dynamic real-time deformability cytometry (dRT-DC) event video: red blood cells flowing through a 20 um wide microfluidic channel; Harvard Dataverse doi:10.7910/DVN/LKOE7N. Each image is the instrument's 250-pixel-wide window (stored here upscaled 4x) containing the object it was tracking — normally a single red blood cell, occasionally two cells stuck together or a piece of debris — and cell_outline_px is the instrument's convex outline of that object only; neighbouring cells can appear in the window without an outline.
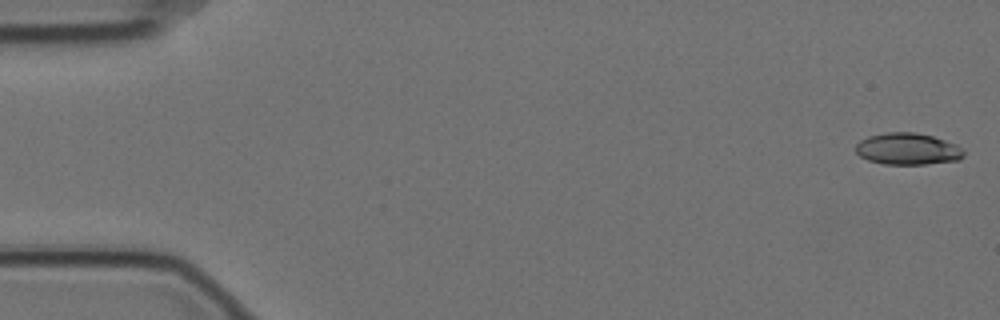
{"species": "Egyptian fruit bat (a non-hibernating species)", "species_latin": "Rousettus aegyptiacus", "temperature_condition": "cold", "stored_images_in_passage": 57, "camera_frame_rate_fps": 3000, "um_per_image_px": 0.085, "animal": {"sex": "female"}, "frame": {"image": 1, "passage_image": 1, "time_ms": 0.0, "image_size_px": [1000, 320], "cell_outline_px": [[964, 156], [956, 160], [924, 164], [884, 164], [868, 160], [860, 156], [856, 152], [856, 144], [860, 140], [868, 136], [888, 132], [916, 132], [932, 136], [956, 144], [964, 152]], "centroid_in_image_um": [77.12, 12.65], "position_along_channel_um": 7.9, "area_um2": 19.83}}
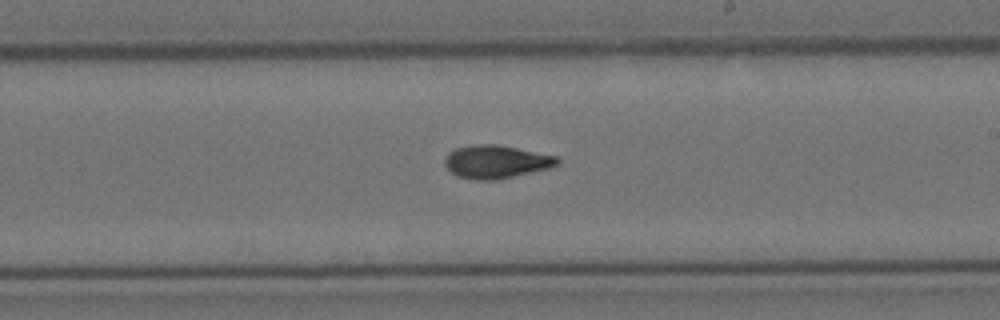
{"frame": {"image": 2, "passage_image": 33, "time_ms": 10.667, "image_size_px": [1000, 320], "cell_outline_px": [[560, 164], [548, 168], [496, 180], [476, 180], [456, 176], [444, 164], [444, 160], [448, 152], [456, 148], [472, 144], [496, 144], [556, 156], [560, 160]], "centroid_in_image_um": [42.14, 13.74], "position_along_channel_um": 246.9, "area_um2": 21.62}}
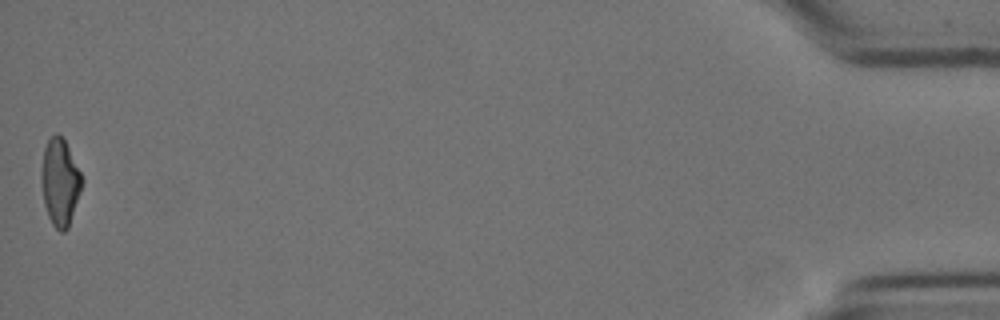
{"frame": {"image": 3, "passage_image": 57, "time_ms": 18.667, "image_size_px": [1000, 320], "cell_outline_px": [[84, 180], [68, 228], [64, 232], [60, 232], [52, 224], [48, 216], [44, 204], [40, 176], [40, 172], [44, 148], [48, 140], [56, 132], [64, 140]], "centroid_in_image_um": [5.08, 15.5], "position_along_channel_um": 430.1, "area_um2": 20.4}, "authors_computed_cell_mechanics": {"area_um2": 20.808, "velocity_mm_per_s": 3.5118, "shape_relaxation_time_tau1_ms": 7.0971, "shape_relaxation_time_tau2_ms": 4.9883, "deformation_change_tau1": 0.1901, "deformation_change_tau2": 0.1077}}